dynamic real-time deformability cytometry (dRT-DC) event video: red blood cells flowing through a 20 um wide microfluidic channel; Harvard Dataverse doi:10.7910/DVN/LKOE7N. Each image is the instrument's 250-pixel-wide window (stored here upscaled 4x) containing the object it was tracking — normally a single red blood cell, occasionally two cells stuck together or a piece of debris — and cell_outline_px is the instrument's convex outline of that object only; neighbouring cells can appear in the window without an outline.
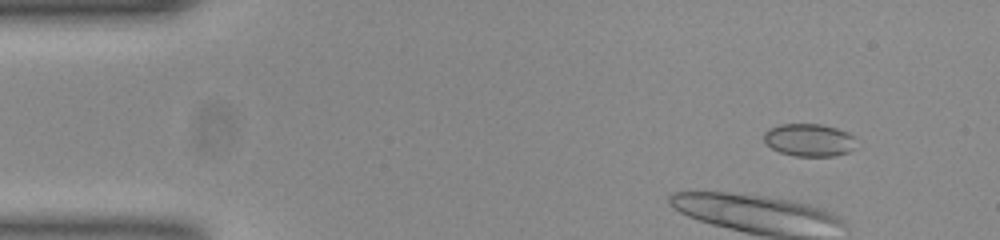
{"species": "common noctule bat (a hibernating species)", "species_latin": "Nyctalus noctula", "temperature_condition": "room temperature", "stored_images_in_passage": 38, "camera_frame_rate_fps": 3000, "um_per_image_px": 0.085, "animal": {"sex": "female", "body_mass_g": 23.0, "forearm_length_mm": 53.4}, "frame": {"image": 1, "passage_image": 6, "time_ms": 1.667, "image_size_px": [1000, 240], "cell_outline_px": [[852, 148], [848, 152], [836, 156], [796, 156], [780, 152], [772, 148], [764, 140], [764, 132], [768, 128], [780, 124], [820, 124], [836, 128], [848, 132], [852, 136]], "centroid_in_image_um": [68.72, 11.89], "position_along_channel_um": 16.3, "area_um2": 17.34}}